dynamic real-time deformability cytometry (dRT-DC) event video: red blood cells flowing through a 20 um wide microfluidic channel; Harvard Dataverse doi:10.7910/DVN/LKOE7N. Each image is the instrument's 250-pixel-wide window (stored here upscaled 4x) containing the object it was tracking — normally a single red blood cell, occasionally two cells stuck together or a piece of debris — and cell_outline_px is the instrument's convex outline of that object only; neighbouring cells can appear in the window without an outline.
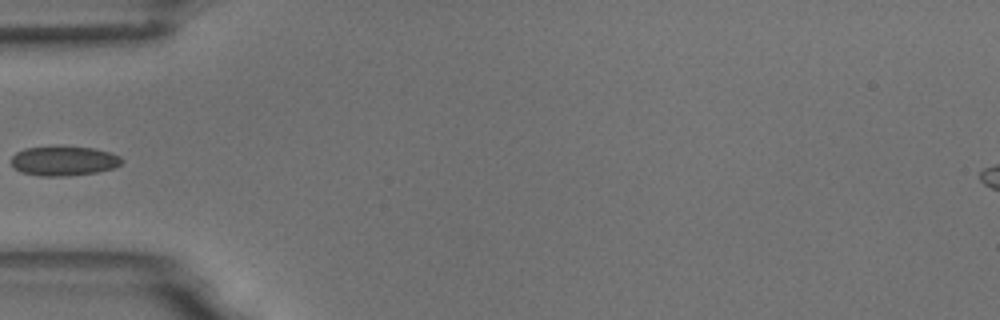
{"species": "common noctule bat (a hibernating species)", "species_latin": "Nyctalus noctula", "temperature_condition": "room temperature", "stored_images_in_passage": 6, "camera_frame_rate_fps": 3000, "um_per_image_px": 0.085, "animal": {"sex": "male", "body_mass_g": 18.8}, "frame": {"image": 1, "passage_image": 5, "time_ms": 4.667, "image_size_px": [1000, 320], "cell_outline_px": [[124, 160], [116, 168], [96, 172], [68, 176], [40, 176], [20, 172], [12, 164], [12, 156], [16, 152], [24, 148], [92, 148], [112, 152], [120, 156]], "centroid_in_image_um": [5.46, 13.7], "position_along_channel_um": 79.5, "area_um2": 18.73}}